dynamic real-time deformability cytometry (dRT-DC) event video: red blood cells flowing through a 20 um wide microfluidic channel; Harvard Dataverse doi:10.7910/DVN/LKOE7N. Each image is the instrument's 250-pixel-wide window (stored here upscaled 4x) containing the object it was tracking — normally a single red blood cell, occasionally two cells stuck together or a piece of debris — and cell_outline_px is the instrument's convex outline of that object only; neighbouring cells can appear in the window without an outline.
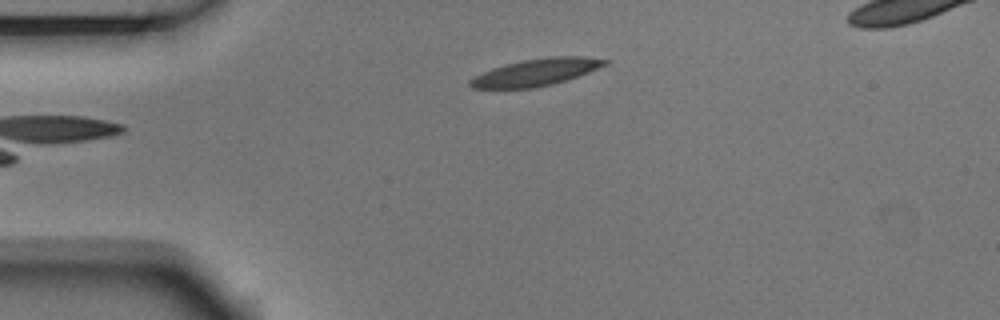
{"species": "Egyptian fruit bat (a non-hibernating species)", "species_latin": "Rousettus aegyptiacus", "temperature_condition": "room temperature", "stored_images_in_passage": 5, "camera_frame_rate_fps": 3000, "um_per_image_px": 0.085, "animal": {"sex": "male"}, "frame": {"image": 1, "passage_image": 5, "time_ms": 1.333, "image_size_px": [1000, 320], "cell_outline_px": [[612, 60], [608, 64], [588, 72], [552, 84], [536, 88], [472, 88], [468, 84], [468, 80], [492, 68], [524, 60], [548, 56], [584, 56]], "centroid_in_image_um": [45.6, 6.13], "position_along_channel_um": 39.4, "area_um2": 21.04}}